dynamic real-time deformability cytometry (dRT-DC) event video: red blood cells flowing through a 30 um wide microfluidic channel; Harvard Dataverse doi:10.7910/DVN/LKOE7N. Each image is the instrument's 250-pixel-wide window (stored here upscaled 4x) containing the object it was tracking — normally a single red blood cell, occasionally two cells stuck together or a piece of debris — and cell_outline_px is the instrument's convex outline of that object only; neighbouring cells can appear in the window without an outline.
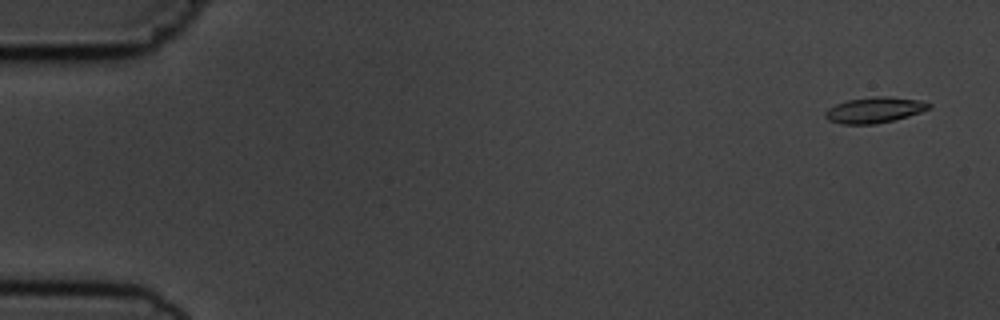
{"species": "common noctule bat (a hibernating species)", "species_latin": "Nyctalus noctula", "temperature_condition": "cold", "stored_images_in_passage": 6, "camera_frame_rate_fps": 3000, "um_per_image_px": 0.085, "animal": {"sex": "male", "body_mass_g": 19.5, "forearm_length_mm": 54.6}, "frame": {"image": 1, "passage_image": 1, "time_ms": 0.0, "image_size_px": [1000, 320], "cell_outline_px": [[932, 108], [908, 116], [876, 124], [840, 124], [828, 120], [824, 116], [824, 112], [828, 108], [836, 104], [848, 100], [872, 96], [888, 96], [920, 100], [932, 104]], "centroid_in_image_um": [74.32, 9.34], "position_along_channel_um": 10.7, "area_um2": 15.66}}
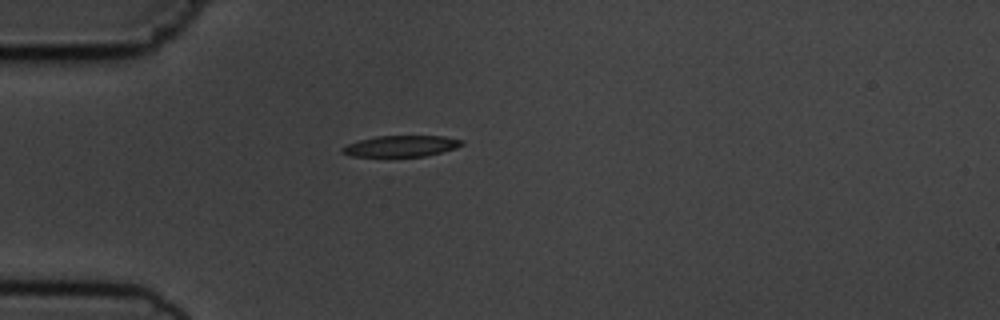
{"frame": {"image": 2, "passage_image": 4, "time_ms": 4.333, "image_size_px": [1000, 320], "cell_outline_px": [[464, 144], [456, 148], [424, 156], [352, 156], [340, 152], [340, 148], [348, 144], [360, 140], [376, 136], [444, 136], [464, 140]], "centroid_in_image_um": [34.1, 12.41], "position_along_channel_um": 50.9, "area_um2": 14.62}}
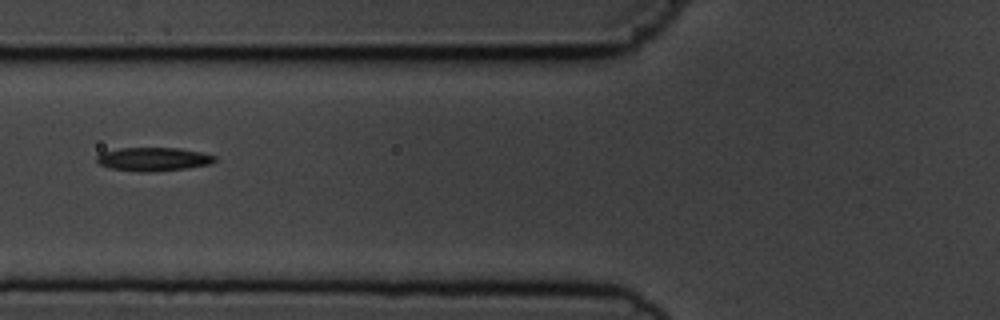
{"frame": {"image": 3, "passage_image": 6, "time_ms": 6.333, "image_size_px": [1000, 320], "cell_outline_px": [[216, 160], [212, 164], [188, 168], [148, 172], [140, 172], [108, 168], [100, 164], [96, 160], [96, 156], [100, 152], [120, 148], [180, 148], [200, 152], [216, 156]], "centroid_in_image_um": [13.02, 13.53], "position_along_channel_um": 112.8, "area_um2": 16.36}}